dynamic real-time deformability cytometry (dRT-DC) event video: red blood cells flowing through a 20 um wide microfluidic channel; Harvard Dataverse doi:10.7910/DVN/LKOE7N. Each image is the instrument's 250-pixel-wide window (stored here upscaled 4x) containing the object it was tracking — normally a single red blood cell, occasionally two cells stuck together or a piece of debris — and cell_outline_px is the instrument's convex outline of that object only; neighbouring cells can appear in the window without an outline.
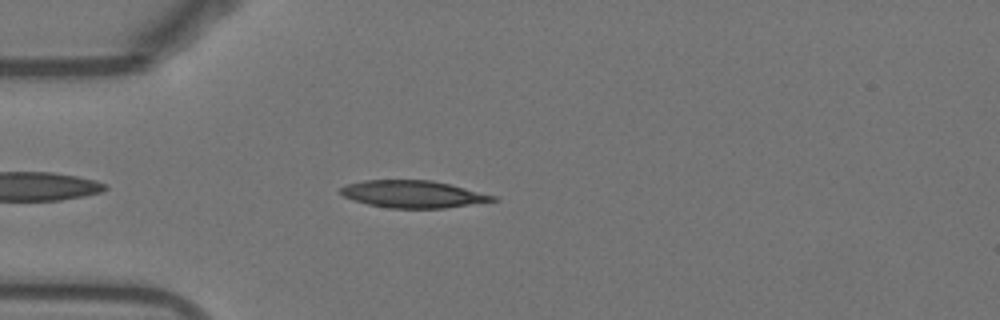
{"species": "Egyptian fruit bat (a non-hibernating species)", "species_latin": "Rousettus aegyptiacus", "temperature_condition": "warm", "stored_images_in_passage": 39, "camera_frame_rate_fps": 3000, "um_per_image_px": 0.085, "animal": {"sex": "female"}, "frame": {"image": 1, "passage_image": 1, "time_ms": 0.0, "image_size_px": [1000, 320], "cell_outline_px": [[500, 200], [444, 208], [388, 208], [368, 204], [352, 200], [344, 196], [340, 192], [340, 188], [348, 184], [364, 180], [432, 180], [496, 196]], "centroid_in_image_um": [35.09, 16.5], "position_along_channel_um": 49.9, "area_um2": 23.99}}
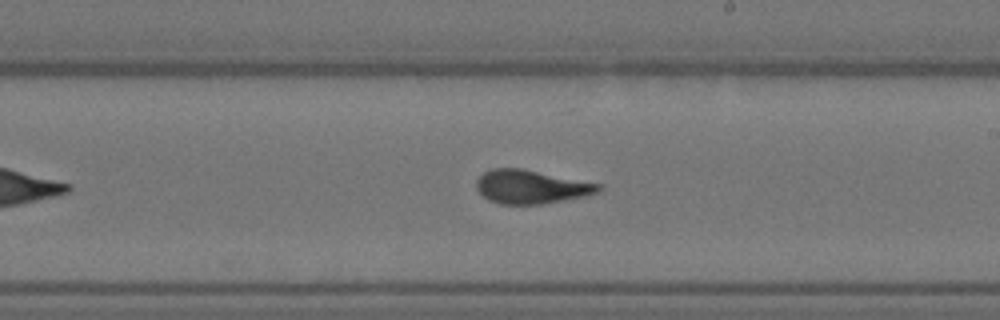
{"frame": {"image": 2, "passage_image": 17, "time_ms": 5.333, "image_size_px": [1000, 320], "cell_outline_px": [[604, 188], [596, 192], [584, 196], [564, 200], [540, 204], [500, 204], [488, 200], [476, 188], [476, 180], [484, 172], [492, 168], [520, 168], [604, 184]], "centroid_in_image_um": [45.16, 15.87], "position_along_channel_um": 243.8, "area_um2": 23.93}}
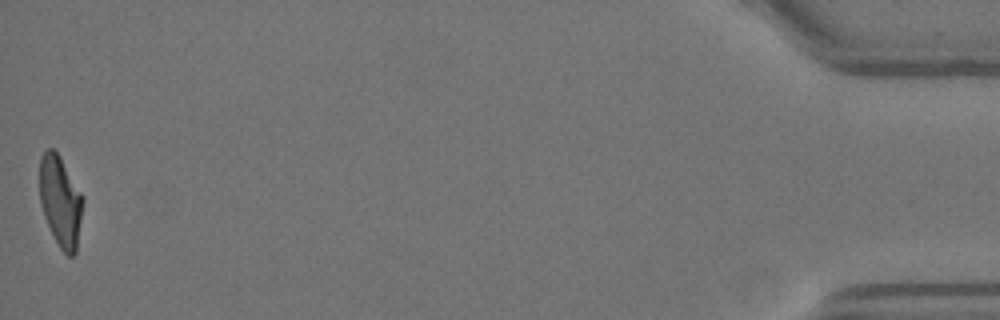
{"frame": {"image": 3, "passage_image": 39, "time_ms": 12.667, "image_size_px": [1000, 320], "cell_outline_px": [[84, 200], [76, 252], [72, 256], [68, 256], [60, 248], [44, 216], [40, 204], [40, 156], [48, 148], [52, 148], [60, 156], [80, 192]], "centroid_in_image_um": [5.14, 17.11], "position_along_channel_um": 430.1, "area_um2": 22.6}, "authors_computed_cell_mechanics": {"area_um2": 23.8714, "velocity_mm_per_s": 3.8553, "shape_relaxation_time_tau1_ms": 4.7715, "shape_relaxation_time_tau2_ms": 1.2427, "deformation_change_tau1": 0.2118, "deformation_change_tau2": 0.0911}}